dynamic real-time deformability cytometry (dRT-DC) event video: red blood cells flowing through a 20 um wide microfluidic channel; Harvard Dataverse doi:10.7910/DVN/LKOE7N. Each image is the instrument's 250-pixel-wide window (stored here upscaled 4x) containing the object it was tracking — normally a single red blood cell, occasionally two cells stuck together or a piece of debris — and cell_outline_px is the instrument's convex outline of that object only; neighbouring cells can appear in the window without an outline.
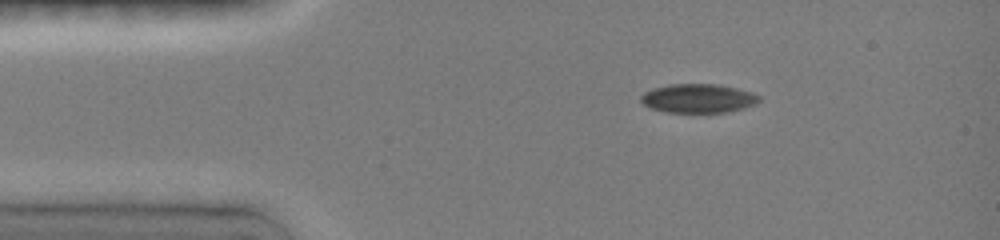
{"species": "common noctule bat (a hibernating species)", "species_latin": "Nyctalus noctula", "temperature_condition": "room temperature", "stored_images_in_passage": 14, "camera_frame_rate_fps": 3000, "um_per_image_px": 0.085, "animal": {"sex": "female", "body_mass_g": 19.0, "forearm_length_mm": 51.5}, "frame": {"image": 1, "passage_image": 1, "time_ms": 0.0, "image_size_px": [1000, 240], "cell_outline_px": [[760, 100], [756, 104], [744, 108], [728, 112], [664, 112], [652, 108], [644, 104], [640, 100], [640, 96], [644, 92], [652, 88], [668, 84], [720, 84], [752, 92], [760, 96]], "centroid_in_image_um": [59.35, 8.35], "position_along_channel_um": 25.6, "area_um2": 20.06}}
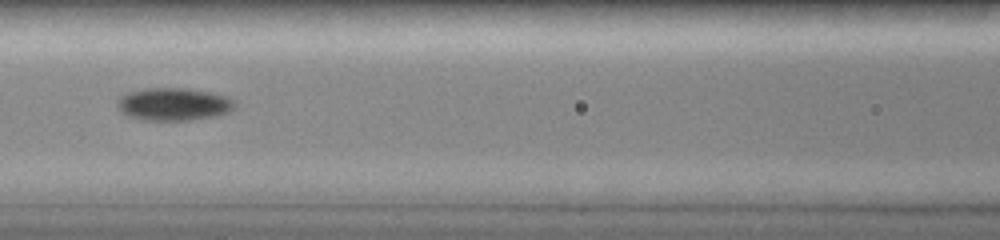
{"frame": {"image": 2, "passage_image": 11, "time_ms": 4.333, "image_size_px": [1000, 240], "cell_outline_px": [[236, 108], [228, 112], [216, 116], [192, 120], [140, 120], [128, 116], [120, 112], [116, 104], [120, 96], [144, 88], [180, 88], [204, 92], [224, 96], [232, 100], [236, 104]], "centroid_in_image_um": [14.72, 8.88], "position_along_channel_um": 151.9, "area_um2": 22.2}}
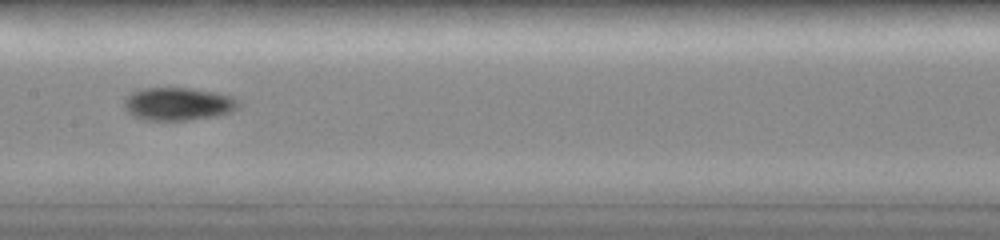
{"frame": {"image": 3, "passage_image": 14, "time_ms": 5.333, "image_size_px": [1000, 240], "cell_outline_px": [[240, 108], [232, 112], [216, 116], [188, 120], [144, 120], [132, 116], [124, 108], [124, 100], [132, 92], [144, 88], [188, 88], [212, 92], [228, 96], [236, 100], [240, 104]], "centroid_in_image_um": [15.12, 8.85], "position_along_channel_um": 192.3, "area_um2": 21.85}}